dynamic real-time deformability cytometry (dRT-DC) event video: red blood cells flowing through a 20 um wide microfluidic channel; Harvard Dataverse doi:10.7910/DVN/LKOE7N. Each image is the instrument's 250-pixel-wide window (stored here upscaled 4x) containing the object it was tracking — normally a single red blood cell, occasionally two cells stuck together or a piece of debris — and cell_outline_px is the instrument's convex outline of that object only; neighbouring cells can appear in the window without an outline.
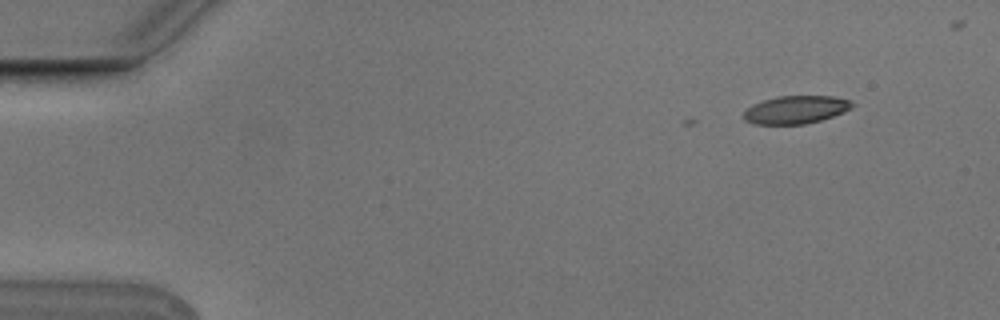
{"species": "Egyptian fruit bat (a non-hibernating species)", "species_latin": "Rousettus aegyptiacus", "temperature_condition": "cold", "stored_images_in_passage": 3, "camera_frame_rate_fps": 3000, "um_per_image_px": 0.085, "animal": {"sex": "male"}, "frame": {"image": 1, "passage_image": 1, "time_ms": 0.0, "image_size_px": [1000, 320], "cell_outline_px": [[856, 104], [832, 116], [820, 120], [804, 124], [756, 124], [744, 120], [744, 112], [752, 104], [764, 100], [780, 96], [832, 96], [848, 100]], "centroid_in_image_um": [67.6, 9.32], "position_along_channel_um": 17.4, "area_um2": 17.28}}